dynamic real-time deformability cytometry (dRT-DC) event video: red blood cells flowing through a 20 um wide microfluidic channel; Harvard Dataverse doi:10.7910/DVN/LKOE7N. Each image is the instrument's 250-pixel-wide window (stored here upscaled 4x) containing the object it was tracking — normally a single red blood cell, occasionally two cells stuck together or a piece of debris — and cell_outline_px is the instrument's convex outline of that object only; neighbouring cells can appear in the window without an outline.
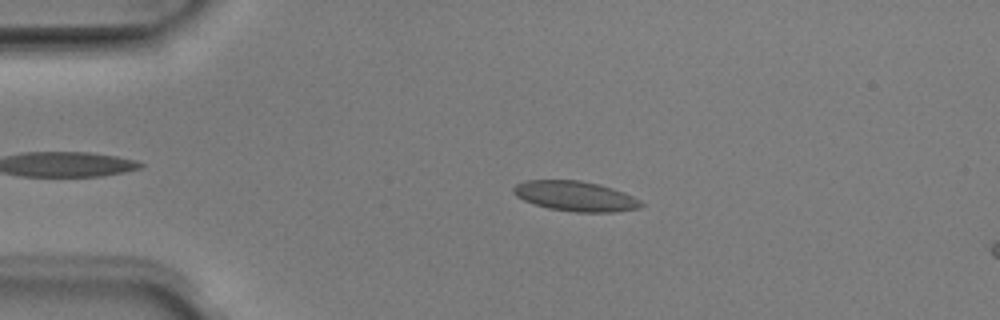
{"species": "Egyptian fruit bat (a non-hibernating species)", "species_latin": "Rousettus aegyptiacus", "temperature_condition": "room temperature", "stored_images_in_passage": 46, "camera_frame_rate_fps": 3000, "um_per_image_px": 0.085, "animal": {"sex": "male"}, "frame": {"image": 1, "passage_image": 6, "time_ms": 1.667, "image_size_px": [1000, 320], "cell_outline_px": [[644, 204], [640, 208], [612, 212], [576, 212], [548, 208], [524, 200], [516, 196], [512, 192], [512, 188], [516, 184], [528, 180], [580, 180], [600, 184], [624, 192], [640, 200]], "centroid_in_image_um": [48.91, 16.67], "position_along_channel_um": 36.1, "area_um2": 22.31}}
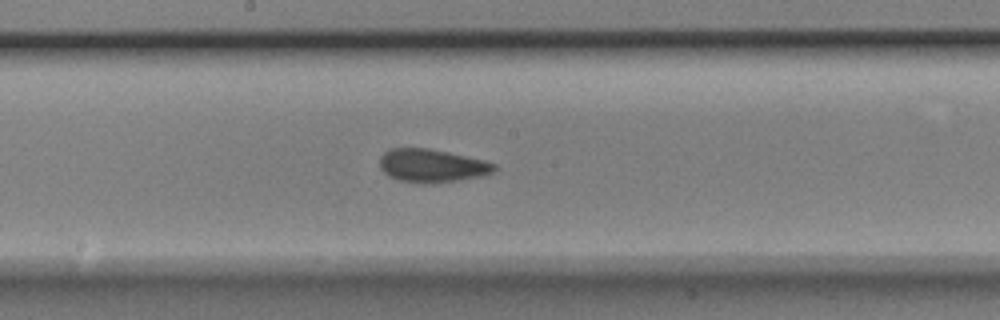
{"frame": {"image": 2, "passage_image": 22, "time_ms": 7.0, "image_size_px": [1000, 320], "cell_outline_px": [[496, 168], [488, 176], [436, 184], [420, 184], [396, 180], [388, 176], [380, 168], [380, 156], [384, 152], [392, 148], [428, 148], [448, 152], [484, 160], [496, 164]], "centroid_in_image_um": [36.73, 14.11], "position_along_channel_um": 211.5, "area_um2": 22.72}}
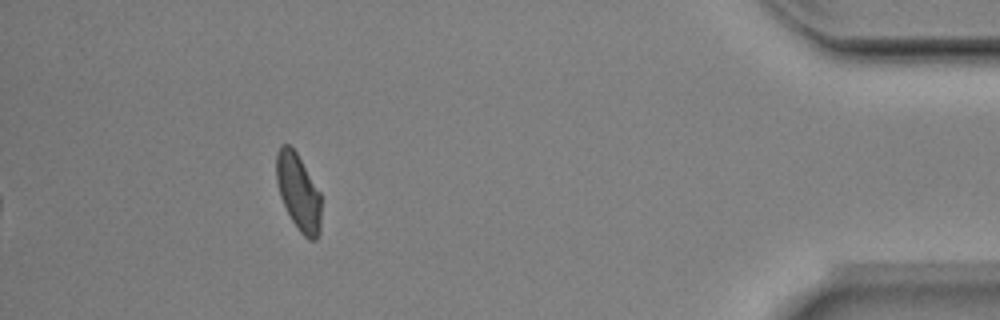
{"frame": {"image": 3, "passage_image": 41, "time_ms": 13.333, "image_size_px": [1000, 320], "cell_outline_px": [[320, 232], [316, 240], [308, 240], [300, 232], [292, 220], [280, 196], [276, 180], [276, 152], [280, 144], [288, 144], [296, 152], [320, 192]], "centroid_in_image_um": [25.35, 16.33], "position_along_channel_um": 409.8, "area_um2": 19.88}, "authors_computed_cell_mechanics": {"area_um2": 21.5883, "velocity_mm_per_s": 4.006, "shape_relaxation_time_tau1_ms": null, "shape_relaxation_time_tau2_ms": 1.2822, "deformation_change_tau1": null, "deformation_change_tau2": 0.0571}}